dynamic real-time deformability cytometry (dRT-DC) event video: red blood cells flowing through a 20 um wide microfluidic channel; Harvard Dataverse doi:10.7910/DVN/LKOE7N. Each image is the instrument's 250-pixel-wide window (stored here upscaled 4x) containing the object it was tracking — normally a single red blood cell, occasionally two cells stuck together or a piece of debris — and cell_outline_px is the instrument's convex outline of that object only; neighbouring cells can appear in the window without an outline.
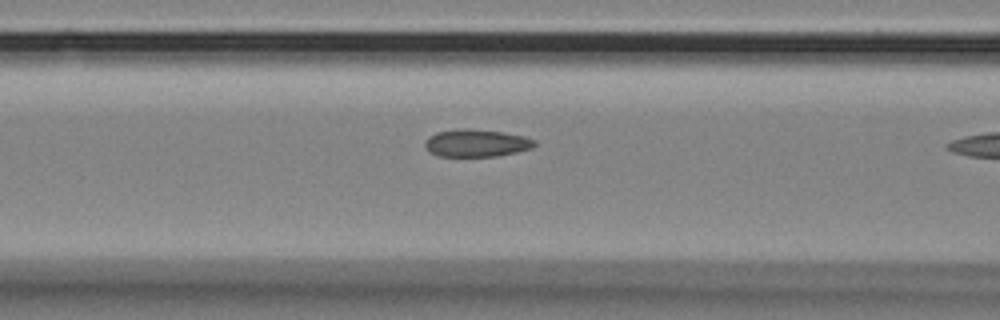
{"species": "Egyptian fruit bat (a non-hibernating species)", "species_latin": "Rousettus aegyptiacus", "temperature_condition": "room temperature", "stored_images_in_passage": 11, "camera_frame_rate_fps": 3000, "um_per_image_px": 0.085, "animal": {"sex": "female"}, "frame": {"image": 1, "passage_image": 10, "time_ms": 3.0, "image_size_px": [1000, 320], "cell_outline_px": [[536, 144], [532, 148], [516, 152], [496, 156], [436, 156], [428, 152], [424, 148], [424, 140], [428, 136], [436, 132], [464, 128], [468, 128], [504, 132], [524, 136], [536, 140]], "centroid_in_image_um": [40.45, 12.16], "position_along_channel_um": 126.2, "area_um2": 17.8}}